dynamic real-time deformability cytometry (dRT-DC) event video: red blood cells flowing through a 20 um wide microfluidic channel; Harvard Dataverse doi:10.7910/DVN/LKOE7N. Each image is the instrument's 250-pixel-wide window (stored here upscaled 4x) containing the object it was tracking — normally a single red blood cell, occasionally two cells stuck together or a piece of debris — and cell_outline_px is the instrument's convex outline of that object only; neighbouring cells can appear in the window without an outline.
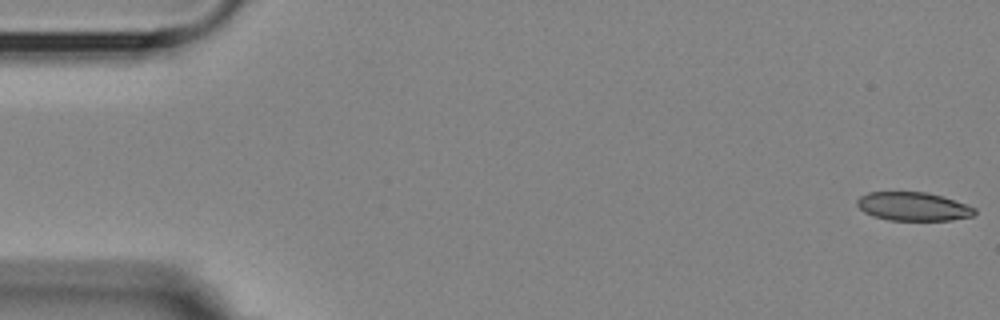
{"species": "Egyptian fruit bat (a non-hibernating species)", "species_latin": "Rousettus aegyptiacus", "temperature_condition": "room temperature", "stored_images_in_passage": 6, "segment_of_instrument_passage": [1, 2], "camera_frame_rate_fps": 3000, "um_per_image_px": 0.085, "animal": {"sex": "female"}, "frame": {"image": 1, "passage_image": 1, "time_ms": 0.0, "image_size_px": [1000, 320], "cell_outline_px": [[976, 212], [972, 216], [952, 220], [888, 220], [872, 216], [864, 212], [856, 204], [856, 200], [860, 196], [868, 192], [928, 192], [976, 208]], "centroid_in_image_um": [77.58, 17.55], "position_along_channel_um": 7.4, "area_um2": 19.48}}
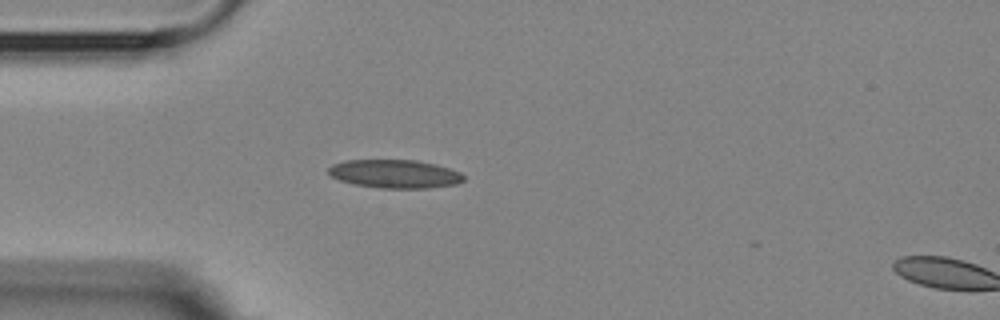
{"frame": {"image": 2, "passage_image": 5, "time_ms": 4.667, "image_size_px": [1000, 320], "cell_outline_px": [[464, 180], [456, 184], [428, 188], [380, 188], [356, 184], [340, 180], [332, 176], [328, 172], [328, 168], [332, 164], [344, 160], [416, 160], [436, 164], [460, 172], [464, 176]], "centroid_in_image_um": [33.56, 14.77], "position_along_channel_um": 51.4, "area_um2": 22.31}}